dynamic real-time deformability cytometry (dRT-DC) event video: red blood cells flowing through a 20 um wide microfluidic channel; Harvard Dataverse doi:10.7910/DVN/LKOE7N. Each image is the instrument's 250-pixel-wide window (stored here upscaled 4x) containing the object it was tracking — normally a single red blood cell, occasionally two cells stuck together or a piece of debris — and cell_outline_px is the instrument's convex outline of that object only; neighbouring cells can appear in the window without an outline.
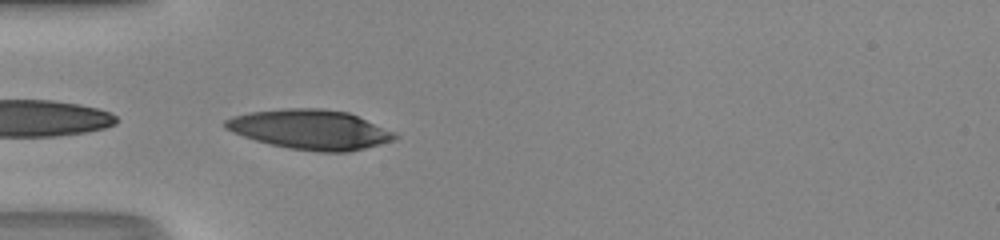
{"species": "human", "species_latin": "Homo sapiens", "temperature_condition": "room temperature", "stored_images_in_passage": 34, "camera_frame_rate_fps": 3000, "um_per_image_px": 0.085, "donor": {"sex": "male"}, "frame": {"image": 1, "passage_image": 1, "time_ms": 0.0, "image_size_px": [1000, 240], "cell_outline_px": [[400, 136], [396, 140], [348, 152], [320, 152], [288, 148], [268, 144], [232, 132], [224, 128], [224, 120], [232, 116], [248, 112], [284, 108], [320, 108], [348, 112], [396, 132]], "centroid_in_image_um": [26.38, 11.01], "position_along_channel_um": 58.6, "area_um2": 39.42}}
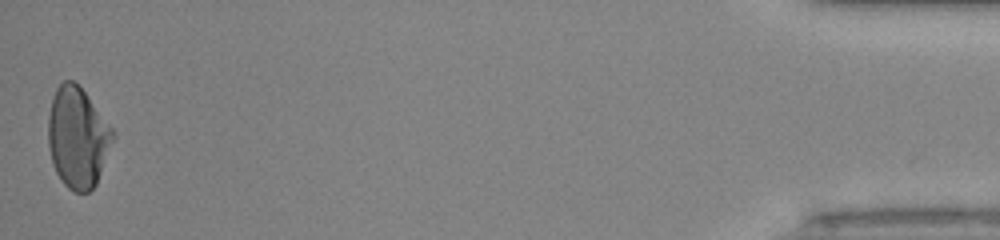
{"frame": {"image": 2, "passage_image": 34, "time_ms": 11.0, "image_size_px": [1000, 240], "cell_outline_px": [[116, 136], [96, 184], [88, 192], [72, 192], [60, 180], [52, 164], [48, 148], [48, 116], [52, 100], [56, 88], [64, 80], [72, 80], [84, 92], [116, 132]], "centroid_in_image_um": [6.6, 11.72], "position_along_channel_um": 428.6, "area_um2": 38.09}, "authors_computed_cell_mechanics": {"area_um2": 37.3966, "velocity_mm_per_s": 4.2646, "shape_relaxation_time_tau1_ms": null, "shape_relaxation_time_tau2_ms": 2.3861, "deformation_change_tau1": null, "deformation_change_tau2": 0.0447}}